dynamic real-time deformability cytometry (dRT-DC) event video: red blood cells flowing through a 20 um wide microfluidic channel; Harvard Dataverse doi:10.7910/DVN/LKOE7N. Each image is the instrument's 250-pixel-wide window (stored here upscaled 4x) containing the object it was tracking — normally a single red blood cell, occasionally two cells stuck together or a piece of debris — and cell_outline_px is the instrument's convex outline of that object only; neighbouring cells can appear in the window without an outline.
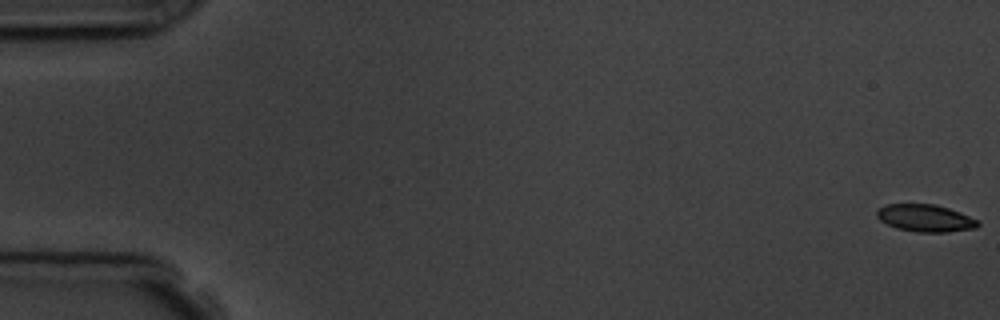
{"species": "common noctule bat (a hibernating species)", "species_latin": "Nyctalus noctula", "temperature_condition": "room temperature", "stored_images_in_passage": 6, "camera_frame_rate_fps": 3000, "um_per_image_px": 0.085, "animal": {"sex": "male", "body_mass_g": 19.5, "forearm_length_mm": 54.6}, "frame": {"image": 1, "passage_image": 1, "time_ms": 0.0, "image_size_px": [1000, 320], "cell_outline_px": [[980, 224], [976, 228], [948, 232], [920, 232], [896, 228], [880, 220], [876, 216], [876, 212], [884, 204], [936, 204], [960, 212], [980, 220]], "centroid_in_image_um": [78.68, 18.53], "position_along_channel_um": 6.3, "area_um2": 16.13}}
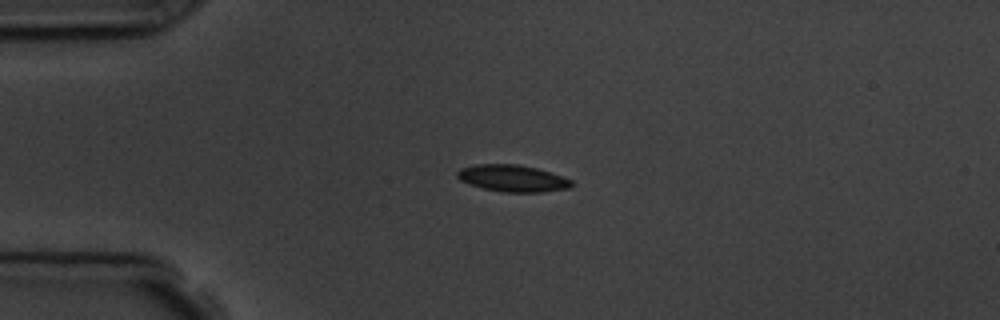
{"frame": {"image": 2, "passage_image": 5, "time_ms": 4.333, "image_size_px": [1000, 320], "cell_outline_px": [[572, 184], [568, 188], [540, 192], [504, 192], [484, 188], [468, 184], [460, 180], [456, 176], [456, 172], [460, 168], [476, 164], [516, 164], [536, 168], [552, 172], [572, 180]], "centroid_in_image_um": [43.54, 15.15], "position_along_channel_um": 41.5, "area_um2": 17.8}}